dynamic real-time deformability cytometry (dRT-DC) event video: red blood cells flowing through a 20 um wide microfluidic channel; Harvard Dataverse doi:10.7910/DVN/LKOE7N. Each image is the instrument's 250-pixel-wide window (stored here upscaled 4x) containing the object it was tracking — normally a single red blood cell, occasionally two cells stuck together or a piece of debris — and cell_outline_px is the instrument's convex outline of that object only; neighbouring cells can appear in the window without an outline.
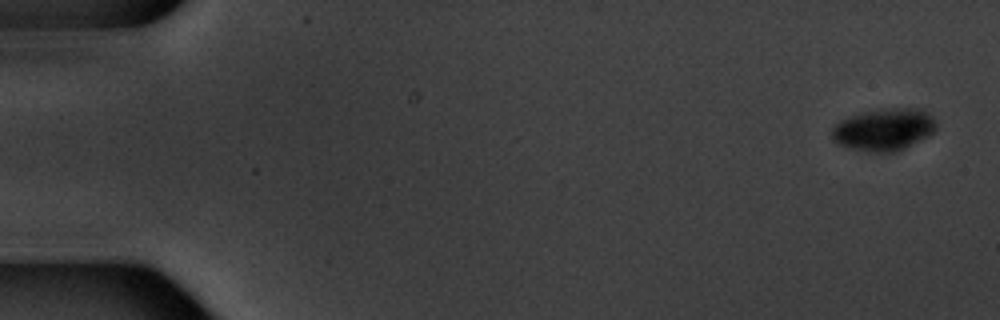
{"species": "common noctule bat (a hibernating species)", "species_latin": "Nyctalus noctula", "temperature_condition": "warm", "stored_images_in_passage": 6, "camera_frame_rate_fps": 3000, "um_per_image_px": 0.085, "animal": {"sex": "male", "body_mass_g": 20.1, "forearm_length_mm": 53.5}, "frame": {"image": 1, "passage_image": 1, "time_ms": 0.0, "image_size_px": [1000, 320], "cell_outline_px": [[936, 128], [928, 136], [896, 152], [868, 152], [852, 148], [840, 144], [832, 136], [832, 128], [840, 120], [860, 112], [900, 108], [920, 108], [932, 116], [936, 120]], "centroid_in_image_um": [75.16, 11.01], "position_along_channel_um": 9.8, "area_um2": 25.32}}
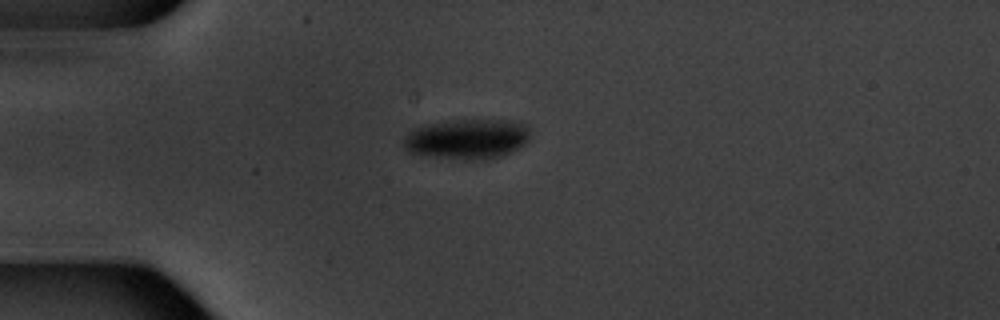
{"frame": {"image": 2, "passage_image": 5, "time_ms": 4.667, "image_size_px": [1000, 320], "cell_outline_px": [[528, 140], [520, 148], [500, 156], [468, 160], [436, 156], [408, 152], [404, 148], [404, 136], [408, 132], [416, 128], [432, 124], [456, 120], [516, 120], [524, 124], [528, 128]], "centroid_in_image_um": [39.73, 11.8], "position_along_channel_um": 45.3, "area_um2": 29.02}}